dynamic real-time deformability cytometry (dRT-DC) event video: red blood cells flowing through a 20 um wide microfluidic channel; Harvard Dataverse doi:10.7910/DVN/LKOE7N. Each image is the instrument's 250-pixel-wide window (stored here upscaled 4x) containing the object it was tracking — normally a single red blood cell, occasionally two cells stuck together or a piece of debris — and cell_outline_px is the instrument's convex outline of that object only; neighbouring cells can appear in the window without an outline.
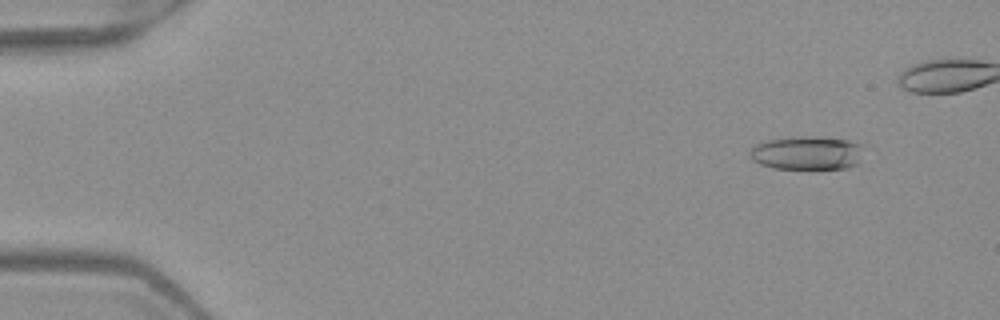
{"species": "Egyptian fruit bat (a non-hibernating species)", "species_latin": "Rousettus aegyptiacus", "temperature_condition": "warm", "stored_images_in_passage": 6, "camera_frame_rate_fps": 3000, "um_per_image_px": 0.085, "frame": {"image": 1, "passage_image": 2, "time_ms": 0.333, "image_size_px": [1000, 320], "cell_outline_px": [[864, 148], [856, 164], [848, 168], [772, 168], [760, 164], [752, 160], [748, 152], [756, 144], [764, 140], [848, 140], [860, 144]], "centroid_in_image_um": [68.56, 13.07], "position_along_channel_um": 16.4, "area_um2": 20.87}}
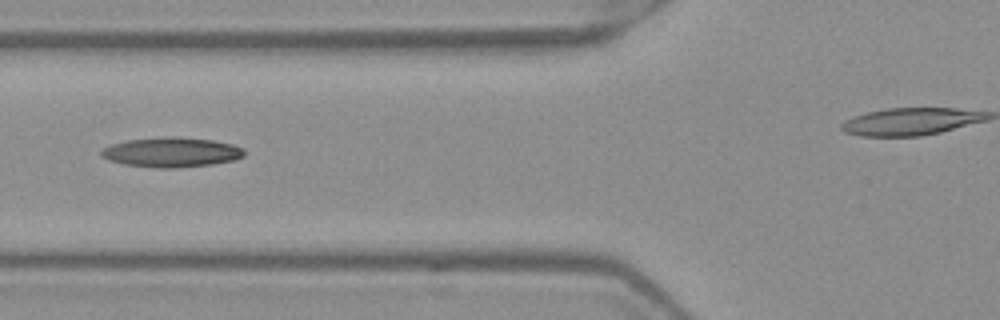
{"frame": {"image": 2, "passage_image": 6, "time_ms": 1.667, "image_size_px": [1000, 320], "cell_outline_px": [[244, 156], [236, 160], [212, 164], [176, 168], [156, 168], [124, 164], [108, 160], [100, 156], [100, 152], [104, 148], [112, 144], [128, 140], [172, 136], [212, 140], [232, 144], [244, 148]], "centroid_in_image_um": [14.59, 12.95], "position_along_channel_um": 111.2, "area_um2": 24.8}}